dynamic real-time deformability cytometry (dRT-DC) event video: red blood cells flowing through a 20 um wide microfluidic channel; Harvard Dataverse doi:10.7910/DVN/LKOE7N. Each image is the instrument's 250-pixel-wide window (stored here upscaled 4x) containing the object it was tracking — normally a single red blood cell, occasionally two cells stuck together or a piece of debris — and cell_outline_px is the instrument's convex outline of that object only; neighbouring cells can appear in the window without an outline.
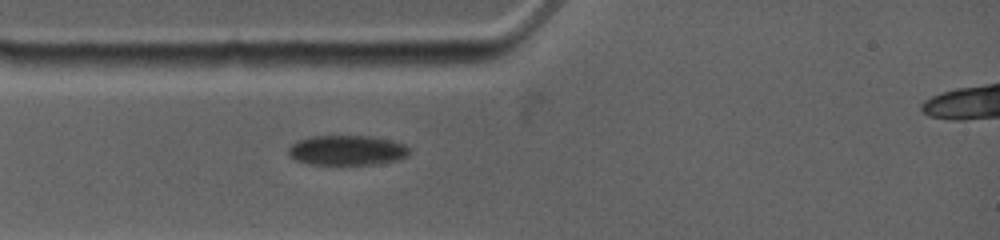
{"species": "common noctule bat (a hibernating species)", "species_latin": "Nyctalus noctula", "temperature_condition": "warm", "stored_images_in_passage": 1, "camera_frame_rate_fps": 4500, "um_per_image_px": 0.085, "animal": {"sex": "female", "body_mass_g": 19.0, "forearm_length_mm": 53.3}, "frame": {"image": 1, "passage_image": 1, "time_ms": 0.0, "image_size_px": [1000, 240], "cell_outline_px": [[408, 156], [396, 160], [376, 164], [312, 164], [296, 160], [288, 156], [288, 148], [292, 144], [308, 136], [372, 136], [404, 144], [408, 148]], "centroid_in_image_um": [29.46, 12.77], "position_along_channel_um": 55.5, "area_um2": 20.92}}